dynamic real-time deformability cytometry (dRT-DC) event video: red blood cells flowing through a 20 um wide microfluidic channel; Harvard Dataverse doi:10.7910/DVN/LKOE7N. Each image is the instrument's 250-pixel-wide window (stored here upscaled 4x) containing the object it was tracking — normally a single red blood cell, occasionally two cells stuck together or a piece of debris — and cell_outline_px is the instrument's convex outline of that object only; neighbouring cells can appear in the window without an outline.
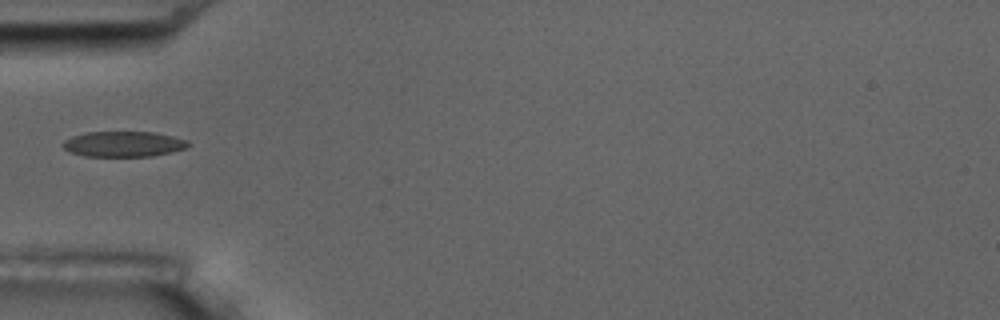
{"species": "common noctule bat (a hibernating species)", "species_latin": "Nyctalus noctula", "temperature_condition": "room temperature", "stored_images_in_passage": 4, "camera_frame_rate_fps": 3000, "um_per_image_px": 0.085, "animal": {"sex": "male", "body_mass_g": 17.5, "forearm_length_mm": 52.3}, "frame": {"image": 1, "passage_image": 1, "time_ms": 0.0, "image_size_px": [1000, 320], "cell_outline_px": [[188, 144], [184, 148], [172, 152], [152, 156], [84, 156], [68, 152], [60, 144], [64, 140], [72, 136], [88, 132], [156, 132], [188, 140]], "centroid_in_image_um": [10.45, 12.24], "position_along_channel_um": 74.5, "area_um2": 18.61}}
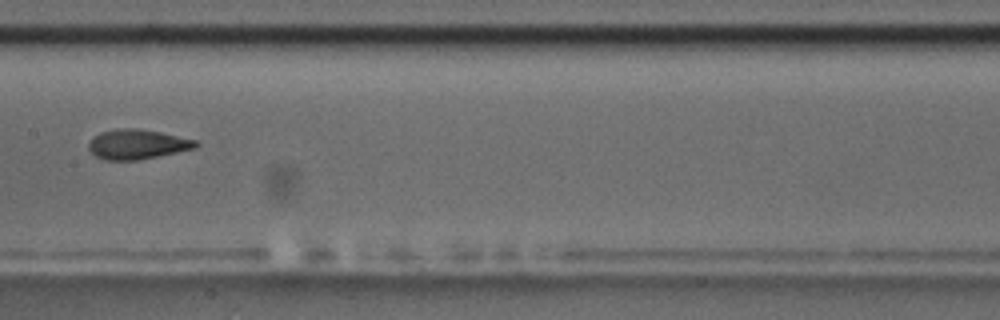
{"frame": {"image": 2, "passage_image": 4, "time_ms": 3.333, "image_size_px": [1000, 320], "cell_outline_px": [[200, 144], [196, 148], [140, 160], [104, 160], [96, 156], [88, 148], [88, 144], [100, 132], [120, 128], [140, 128], [160, 132], [196, 140]], "centroid_in_image_um": [11.69, 12.27], "position_along_channel_um": 195.7, "area_um2": 18.55}}